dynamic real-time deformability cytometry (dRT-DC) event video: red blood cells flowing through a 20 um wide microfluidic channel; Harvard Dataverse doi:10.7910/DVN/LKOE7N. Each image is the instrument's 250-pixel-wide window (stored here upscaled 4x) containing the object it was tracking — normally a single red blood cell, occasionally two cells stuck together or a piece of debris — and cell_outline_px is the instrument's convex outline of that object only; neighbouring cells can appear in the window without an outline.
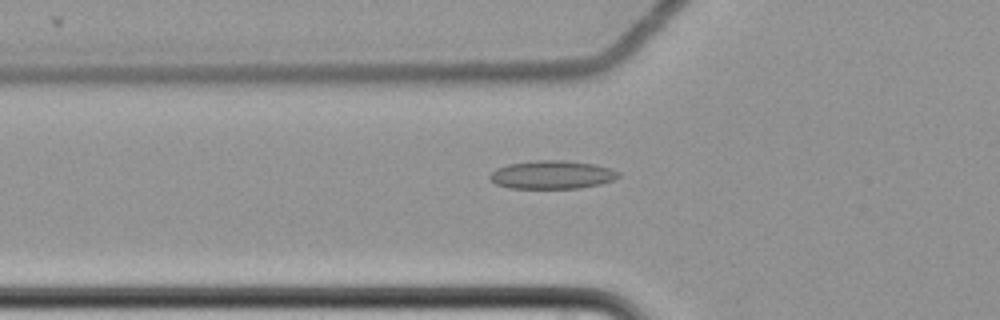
{"species": "common noctule bat (a hibernating species)", "species_latin": "Nyctalus noctula", "temperature_condition": "cold", "stored_images_in_passage": 51, "camera_frame_rate_fps": 3000, "um_per_image_px": 0.085, "animal": {"sex": "female", "body_mass_g": 22.7, "forearm_length_mm": 54.2}, "frame": {"image": 1, "passage_image": 13, "time_ms": 4.0, "image_size_px": [1000, 320], "cell_outline_px": [[620, 176], [612, 180], [600, 184], [580, 188], [508, 188], [496, 184], [488, 176], [496, 168], [508, 164], [536, 160], [564, 160], [596, 164], [612, 168], [620, 172]], "centroid_in_image_um": [46.94, 14.84], "position_along_channel_um": 78.9, "area_um2": 21.33}}
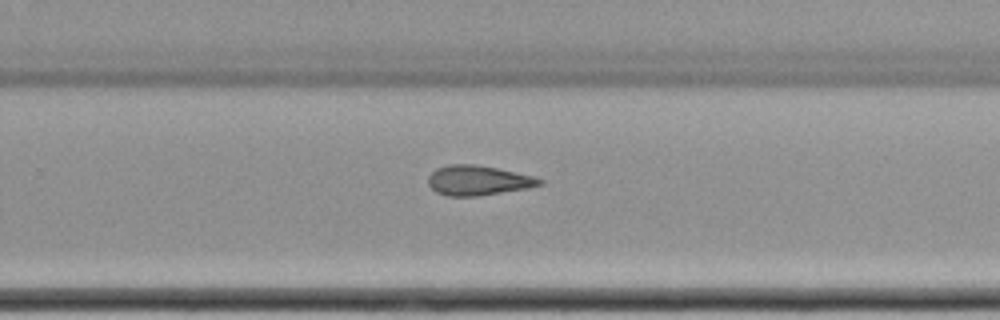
{"frame": {"image": 2, "passage_image": 31, "time_ms": 10.0, "image_size_px": [1000, 320], "cell_outline_px": [[544, 184], [528, 188], [480, 196], [448, 196], [436, 192], [428, 184], [428, 176], [436, 168], [448, 164], [476, 164], [496, 168], [532, 176], [544, 180]], "centroid_in_image_um": [40.62, 15.34], "position_along_channel_um": 289.2, "area_um2": 19.42}}
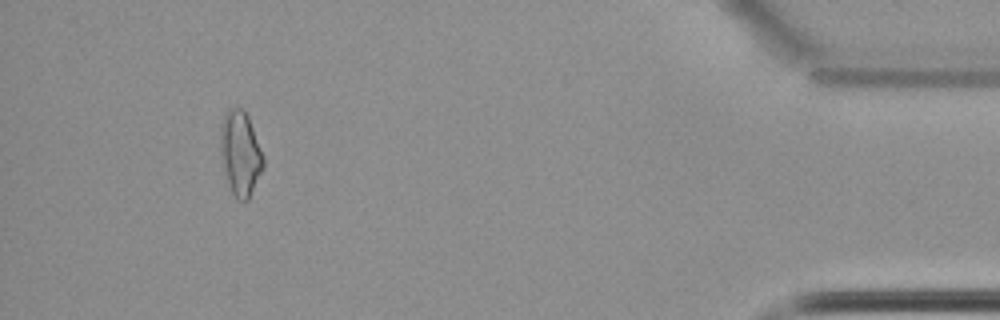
{"frame": {"image": 3, "passage_image": 47, "time_ms": 15.333, "image_size_px": [1000, 320], "cell_outline_px": [[264, 168], [248, 200], [236, 200], [232, 192], [224, 172], [220, 156], [220, 124], [224, 112], [228, 108], [240, 108], [248, 116], [264, 156]], "centroid_in_image_um": [20.42, 13.02], "position_along_channel_um": 414.8, "area_um2": 21.39}}